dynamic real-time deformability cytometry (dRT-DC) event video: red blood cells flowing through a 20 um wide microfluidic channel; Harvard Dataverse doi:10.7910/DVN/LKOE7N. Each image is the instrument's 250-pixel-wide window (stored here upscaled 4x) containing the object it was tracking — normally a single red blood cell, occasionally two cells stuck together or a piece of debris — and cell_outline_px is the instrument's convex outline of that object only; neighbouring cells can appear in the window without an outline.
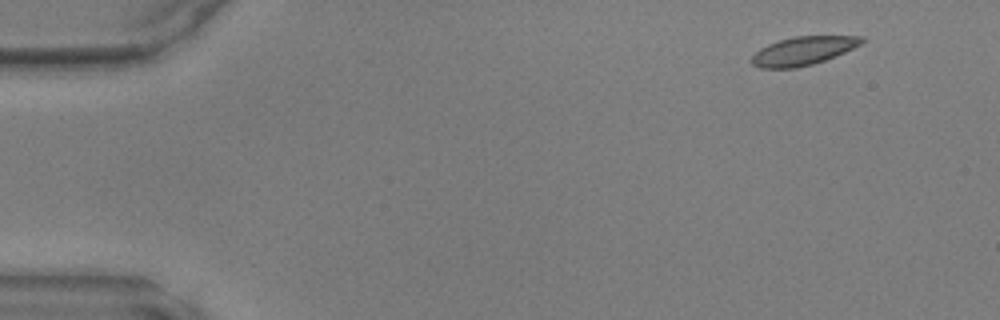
{"species": "common noctule bat (a hibernating species)", "species_latin": "Nyctalus noctula", "temperature_condition": "warm", "stored_images_in_passage": 45, "camera_frame_rate_fps": 3000, "um_per_image_px": 0.085, "animal": {"sex": "male", "body_mass_g": 17.9, "forearm_length_mm": 54.2}, "frame": {"image": 1, "passage_image": 1, "time_ms": 0.0, "image_size_px": [1000, 320], "cell_outline_px": [[868, 40], [844, 52], [824, 60], [812, 64], [796, 68], [760, 68], [752, 64], [748, 60], [760, 48], [768, 44], [792, 36], [864, 36]], "centroid_in_image_um": [68.24, 4.32], "position_along_channel_um": 16.8, "area_um2": 18.26}}
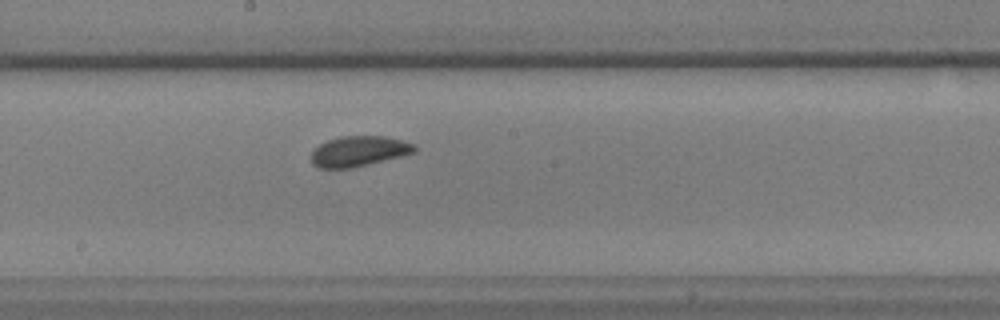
{"frame": {"image": 2, "passage_image": 23, "time_ms": 7.333, "image_size_px": [1000, 320], "cell_outline_px": [[416, 152], [352, 168], [316, 168], [312, 164], [312, 152], [320, 144], [328, 140], [340, 136], [384, 136], [416, 144]], "centroid_in_image_um": [30.49, 12.85], "position_along_channel_um": 217.7, "area_um2": 18.15}}
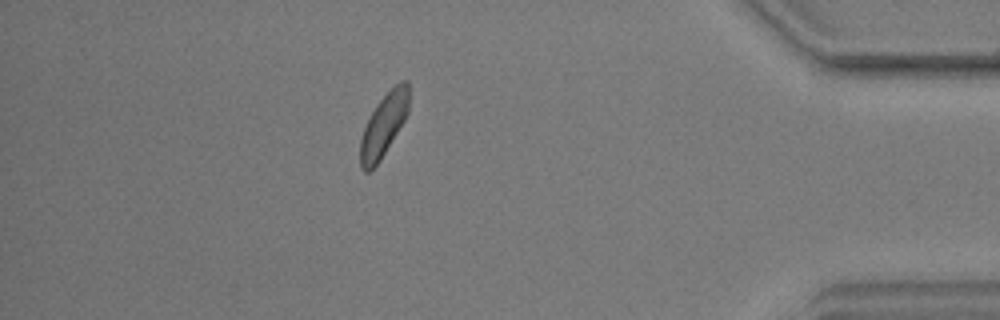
{"frame": {"image": 3, "passage_image": 39, "time_ms": 12.667, "image_size_px": [1000, 320], "cell_outline_px": [[408, 112], [404, 120], [380, 160], [368, 172], [364, 172], [360, 168], [360, 140], [364, 128], [376, 104], [400, 80], [408, 80]], "centroid_in_image_um": [32.6, 10.64], "position_along_channel_um": 402.6, "area_um2": 17.4}}